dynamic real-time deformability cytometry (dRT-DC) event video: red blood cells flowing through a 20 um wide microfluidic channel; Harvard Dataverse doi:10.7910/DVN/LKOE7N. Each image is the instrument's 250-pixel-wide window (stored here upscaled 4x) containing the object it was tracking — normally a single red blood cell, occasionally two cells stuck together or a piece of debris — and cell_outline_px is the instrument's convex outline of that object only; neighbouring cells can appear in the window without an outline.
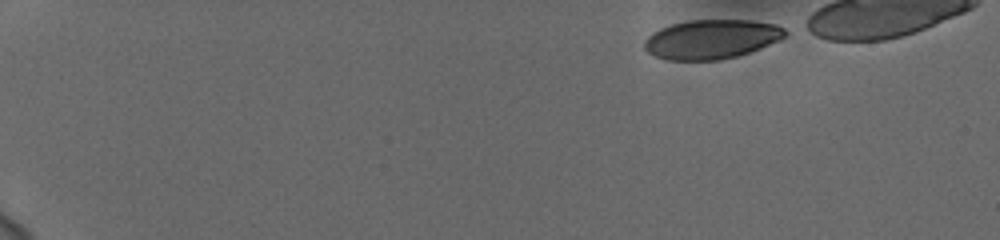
{"species": "human", "species_latin": "Homo sapiens", "temperature_condition": "cold", "stored_images_in_passage": 47, "camera_frame_rate_fps": 3000, "um_per_image_px": 0.085, "donor": {"sex": "female"}, "frame": {"image": 1, "passage_image": 1, "time_ms": 0.0, "image_size_px": [1000, 240], "cell_outline_px": [[788, 36], [780, 40], [760, 48], [736, 56], [720, 60], [668, 60], [656, 56], [648, 52], [644, 48], [644, 40], [652, 32], [660, 28], [672, 24], [688, 20], [752, 20], [776, 24], [784, 28], [788, 32]], "centroid_in_image_um": [60.5, 3.32], "position_along_channel_um": 24.5, "area_um2": 32.37}}
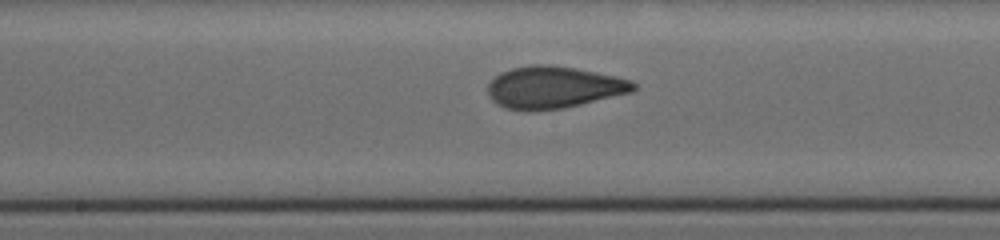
{"frame": {"image": 2, "passage_image": 26, "time_ms": 8.333, "image_size_px": [1000, 240], "cell_outline_px": [[636, 88], [632, 92], [564, 108], [504, 108], [496, 104], [488, 96], [488, 84], [500, 72], [512, 68], [528, 64], [548, 64], [576, 68], [616, 76], [632, 80], [636, 84]], "centroid_in_image_um": [47.08, 7.38], "position_along_channel_um": 201.1, "area_um2": 35.2}}
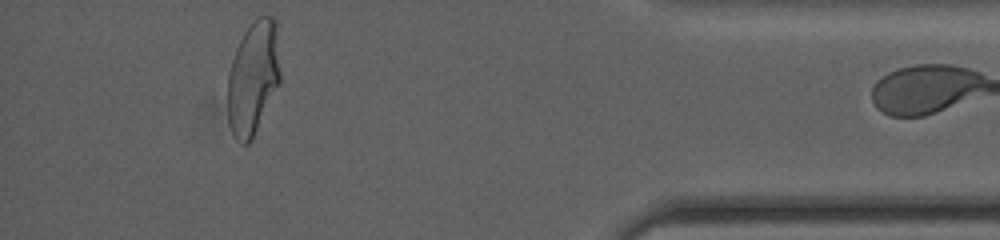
{"frame": {"image": 3, "passage_image": 46, "time_ms": 15.0, "image_size_px": [1000, 240], "cell_outline_px": [[280, 84], [248, 144], [244, 144], [232, 132], [228, 124], [228, 72], [236, 48], [244, 32], [256, 16], [272, 16], [276, 20], [280, 72]], "centroid_in_image_um": [21.52, 6.55], "position_along_channel_um": 413.7, "area_um2": 34.62}}